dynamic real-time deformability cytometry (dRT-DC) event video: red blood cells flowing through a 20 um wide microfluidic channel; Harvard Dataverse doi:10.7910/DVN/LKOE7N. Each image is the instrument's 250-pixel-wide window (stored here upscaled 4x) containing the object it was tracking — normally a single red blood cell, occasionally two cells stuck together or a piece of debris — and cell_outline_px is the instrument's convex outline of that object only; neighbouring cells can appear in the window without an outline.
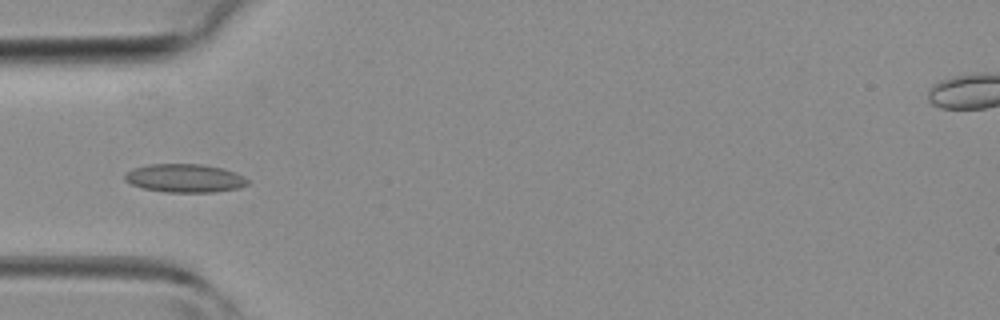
{"species": "common noctule bat (a hibernating species)", "species_latin": "Nyctalus noctula", "temperature_condition": "room temperature", "stored_images_in_passage": 45, "camera_frame_rate_fps": 3000, "um_per_image_px": 0.085, "animal": {"sex": "female", "body_mass_g": 19.3, "forearm_length_mm": 54.1}, "frame": {"image": 1, "passage_image": 14, "time_ms": 4.333, "image_size_px": [1000, 320], "cell_outline_px": [[248, 184], [240, 188], [212, 192], [164, 192], [144, 188], [132, 184], [124, 180], [124, 176], [132, 168], [148, 164], [200, 164], [224, 168], [236, 172], [244, 176], [248, 180]], "centroid_in_image_um": [15.73, 15.14], "position_along_channel_um": 69.3, "area_um2": 20.4}}
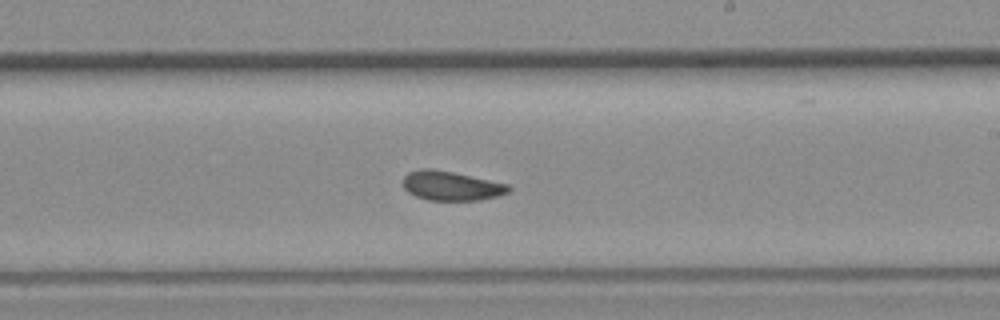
{"frame": {"image": 2, "passage_image": 26, "time_ms": 8.333, "image_size_px": [1000, 320], "cell_outline_px": [[512, 188], [508, 192], [496, 196], [480, 200], [428, 200], [416, 196], [408, 192], [404, 188], [404, 176], [408, 172], [420, 168], [432, 168], [452, 172], [508, 184]], "centroid_in_image_um": [38.33, 15.79], "position_along_channel_um": 250.7, "area_um2": 17.92}}
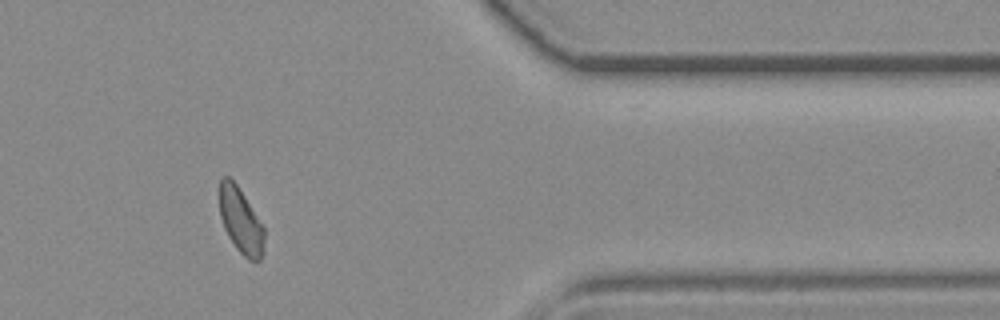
{"frame": {"image": 3, "passage_image": 37, "time_ms": 12.0, "image_size_px": [1000, 320], "cell_outline_px": [[264, 252], [260, 260], [248, 260], [236, 248], [228, 236], [224, 228], [220, 216], [220, 176], [228, 176], [236, 184], [244, 196], [264, 228]], "centroid_in_image_um": [20.46, 18.78], "position_along_channel_um": 390.9, "area_um2": 16.88}}